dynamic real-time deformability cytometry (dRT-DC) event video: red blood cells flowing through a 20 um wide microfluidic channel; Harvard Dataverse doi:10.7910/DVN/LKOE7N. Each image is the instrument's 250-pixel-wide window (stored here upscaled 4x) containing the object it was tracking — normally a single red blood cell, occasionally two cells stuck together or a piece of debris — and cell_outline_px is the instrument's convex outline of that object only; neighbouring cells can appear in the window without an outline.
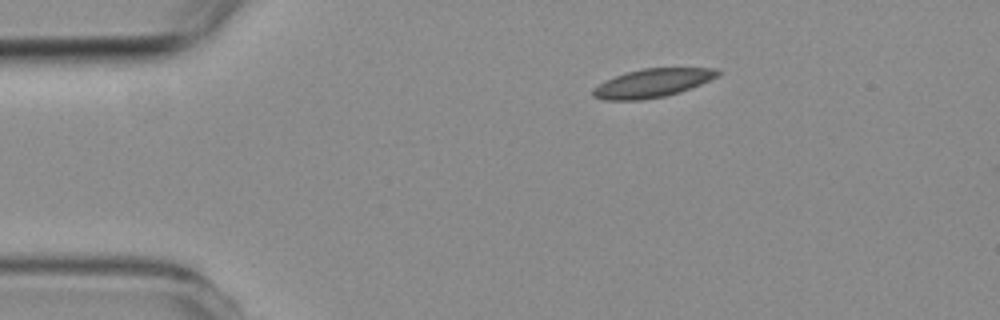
{"species": "common noctule bat (a hibernating species)", "species_latin": "Nyctalus noctula", "temperature_condition": "room temperature", "stored_images_in_passage": 4, "camera_frame_rate_fps": 3000, "um_per_image_px": 0.085, "animal": {"sex": "female", "body_mass_g": 19.3, "forearm_length_mm": 54.1}, "frame": {"image": 1, "passage_image": 1, "time_ms": 0.0, "image_size_px": [1000, 320], "cell_outline_px": [[720, 76], [680, 92], [664, 96], [640, 100], [604, 100], [592, 96], [592, 88], [616, 76], [628, 72], [644, 68], [716, 68], [720, 72]], "centroid_in_image_um": [55.47, 7.06], "position_along_channel_um": 29.5, "area_um2": 20.52}}
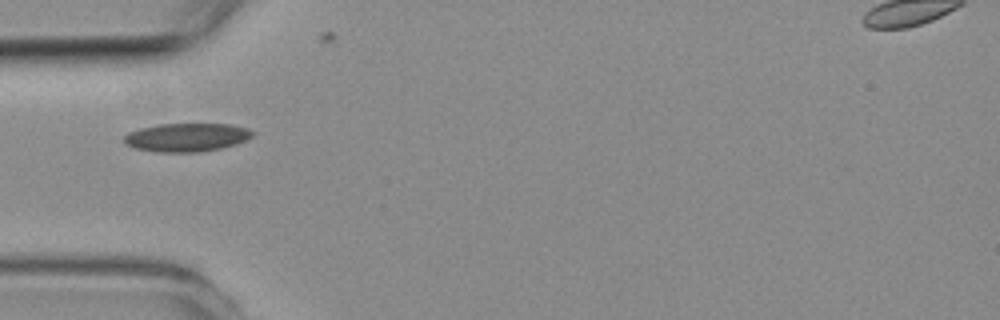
{"frame": {"image": 2, "passage_image": 3, "time_ms": 2.333, "image_size_px": [1000, 320], "cell_outline_px": [[256, 132], [252, 136], [236, 144], [220, 148], [196, 152], [160, 152], [136, 148], [128, 144], [124, 140], [124, 136], [128, 132], [140, 128], [160, 124], [232, 124], [248, 128]], "centroid_in_image_um": [15.9, 11.66], "position_along_channel_um": 69.1, "area_um2": 21.1}}